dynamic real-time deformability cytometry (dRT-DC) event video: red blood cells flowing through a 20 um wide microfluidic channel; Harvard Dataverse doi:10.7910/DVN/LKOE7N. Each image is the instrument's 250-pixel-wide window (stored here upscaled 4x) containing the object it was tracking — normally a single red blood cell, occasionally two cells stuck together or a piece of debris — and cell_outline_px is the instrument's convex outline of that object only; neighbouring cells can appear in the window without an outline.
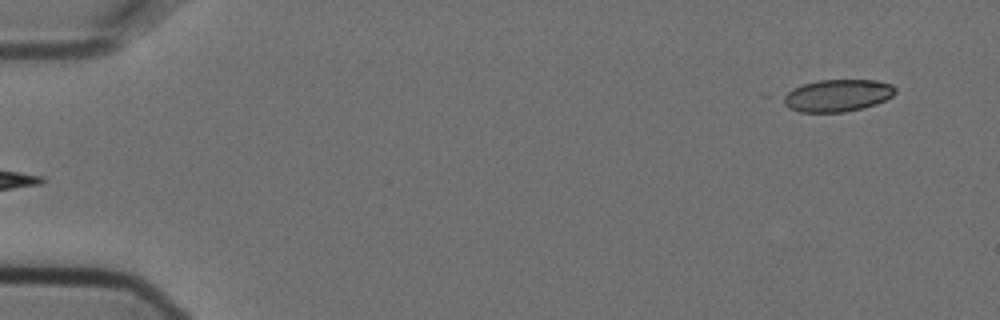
{"species": "Egyptian fruit bat (a non-hibernating species)", "species_latin": "Rousettus aegyptiacus", "temperature_condition": "cold", "stored_images_in_passage": 6, "segment_of_instrument_passage": [2, 2], "camera_frame_rate_fps": 3000, "um_per_image_px": 0.085, "animal": {"sex": "female"}, "frame": {"image": 1, "passage_image": 6, "time_ms": 1.667, "image_size_px": [1000, 320], "cell_outline_px": [[896, 92], [892, 96], [876, 104], [864, 108], [844, 112], [800, 112], [788, 108], [776, 96], [792, 88], [816, 80], [876, 80], [892, 84], [896, 88]], "centroid_in_image_um": [71.1, 8.12], "position_along_channel_um": 13.9, "area_um2": 21.5}}